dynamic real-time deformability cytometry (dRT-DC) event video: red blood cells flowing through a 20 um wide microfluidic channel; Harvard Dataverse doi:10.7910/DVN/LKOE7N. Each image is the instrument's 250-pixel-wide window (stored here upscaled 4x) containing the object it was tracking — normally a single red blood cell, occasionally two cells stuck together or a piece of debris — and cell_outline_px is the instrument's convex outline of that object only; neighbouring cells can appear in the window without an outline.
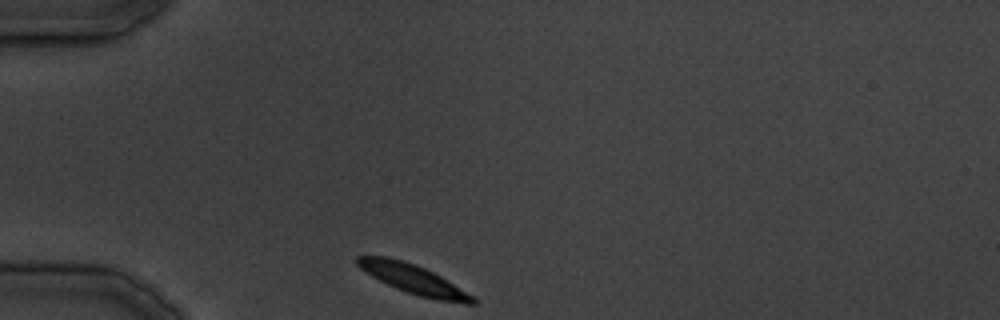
{"species": "common noctule bat (a hibernating species)", "species_latin": "Nyctalus noctula", "temperature_condition": "cold", "stored_images_in_passage": 28, "camera_frame_rate_fps": 3000, "um_per_image_px": 0.085, "animal": {"sex": "male", "body_mass_g": 19.5, "forearm_length_mm": 54.6}, "frame": {"image": 1, "passage_image": 1, "time_ms": 0.0, "image_size_px": [1000, 320], "cell_outline_px": [[476, 304], [464, 304], [436, 300], [420, 296], [396, 288], [372, 276], [360, 268], [356, 264], [356, 256], [388, 256], [404, 260], [416, 264], [440, 276], [472, 296], [476, 300]], "centroid_in_image_um": [35.11, 23.72], "position_along_channel_um": 49.9, "area_um2": 19.42}}
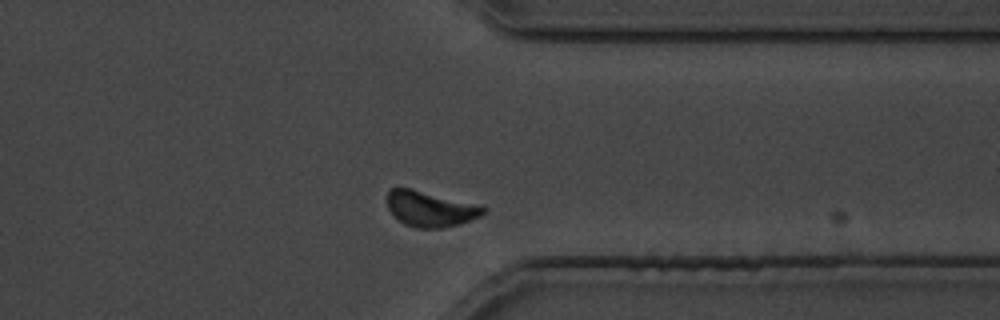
{"frame": {"image": 2, "passage_image": 21, "time_ms": 24.667, "image_size_px": [1000, 320], "cell_outline_px": [[488, 208], [480, 216], [460, 224], [440, 228], [416, 228], [404, 224], [388, 208], [388, 192], [392, 188], [412, 188], [480, 204]], "centroid_in_image_um": [36.63, 17.74], "position_along_channel_um": 374.8, "area_um2": 19.94}}
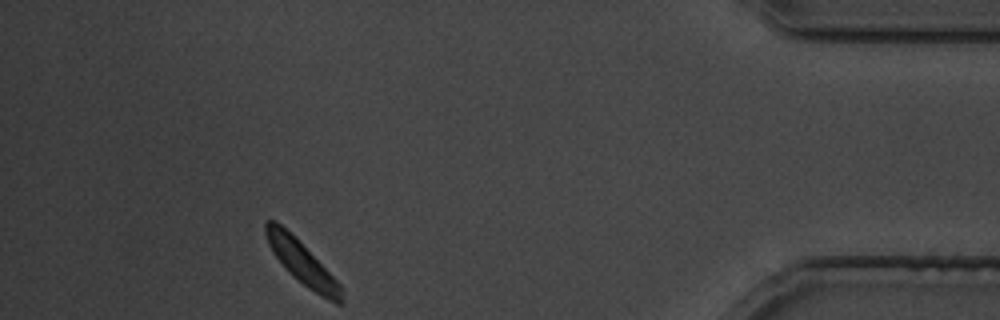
{"frame": {"image": 3, "passage_image": 26, "time_ms": 30.333, "image_size_px": [1000, 320], "cell_outline_px": [[344, 304], [336, 304], [320, 296], [308, 288], [272, 252], [268, 244], [264, 232], [264, 220], [276, 220], [340, 284], [344, 292]], "centroid_in_image_um": [25.69, 22.36], "position_along_channel_um": 409.5, "area_um2": 17.92}}